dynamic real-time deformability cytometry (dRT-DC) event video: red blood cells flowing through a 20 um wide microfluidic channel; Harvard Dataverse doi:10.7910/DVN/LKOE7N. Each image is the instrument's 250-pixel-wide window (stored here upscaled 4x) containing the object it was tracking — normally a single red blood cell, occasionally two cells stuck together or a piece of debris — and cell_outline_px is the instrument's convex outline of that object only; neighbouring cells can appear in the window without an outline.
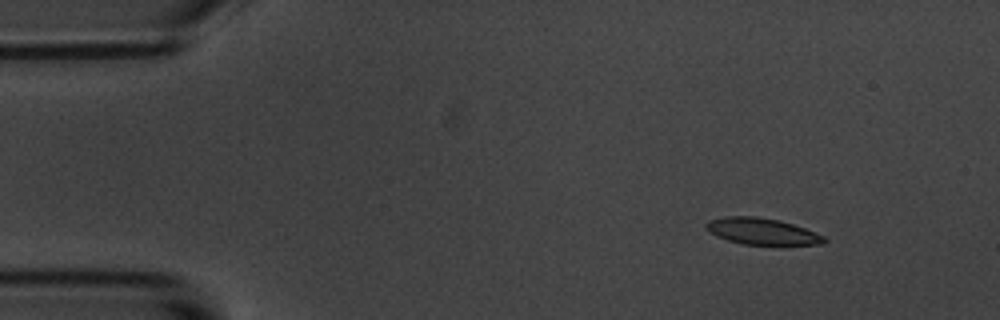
{"species": "common noctule bat (a hibernating species)", "species_latin": "Nyctalus noctula", "temperature_condition": "room temperature", "stored_images_in_passage": 4, "camera_frame_rate_fps": 3000, "um_per_image_px": 0.085, "animal": {"sex": "male", "body_mass_g": 20.1, "forearm_length_mm": 53.5}, "frame": {"image": 1, "passage_image": 1, "time_ms": 0.0, "image_size_px": [1000, 320], "cell_outline_px": [[828, 240], [824, 244], [744, 244], [728, 240], [716, 236], [704, 224], [708, 220], [724, 216], [756, 216], [780, 220], [804, 228], [824, 236]], "centroid_in_image_um": [64.76, 19.65], "position_along_channel_um": 20.2, "area_um2": 17.98}}
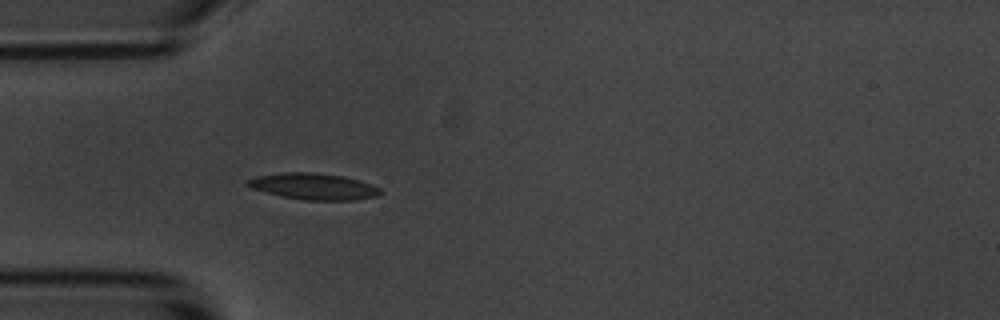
{"frame": {"image": 2, "passage_image": 4, "time_ms": 3.333, "image_size_px": [1000, 320], "cell_outline_px": [[384, 192], [376, 196], [356, 200], [304, 200], [280, 196], [252, 188], [244, 184], [244, 180], [256, 176], [280, 172], [316, 172], [344, 176], [360, 180], [372, 184], [380, 188]], "centroid_in_image_um": [26.65, 15.83], "position_along_channel_um": 58.4, "area_um2": 20.75}}